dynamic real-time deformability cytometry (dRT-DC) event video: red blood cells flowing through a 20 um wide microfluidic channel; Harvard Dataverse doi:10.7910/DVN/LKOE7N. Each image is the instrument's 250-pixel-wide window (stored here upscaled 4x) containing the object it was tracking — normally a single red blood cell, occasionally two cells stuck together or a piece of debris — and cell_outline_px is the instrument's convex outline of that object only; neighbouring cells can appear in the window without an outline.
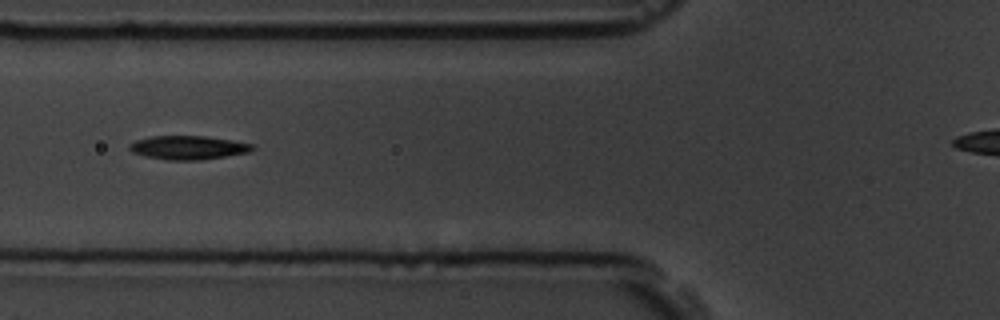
{"species": "common noctule bat (a hibernating species)", "species_latin": "Nyctalus noctula", "temperature_condition": "room temperature", "stored_images_in_passage": 9, "camera_frame_rate_fps": 3000, "um_per_image_px": 0.085, "animal": {"sex": "male", "body_mass_g": 19.5, "forearm_length_mm": 54.6}, "frame": {"image": 1, "passage_image": 6, "time_ms": 5.667, "image_size_px": [1000, 320], "cell_outline_px": [[256, 148], [248, 152], [200, 160], [168, 160], [148, 156], [132, 152], [128, 148], [128, 144], [136, 140], [152, 136], [204, 136], [232, 140], [252, 144]], "centroid_in_image_um": [15.98, 12.54], "position_along_channel_um": 109.8, "area_um2": 16.82}}
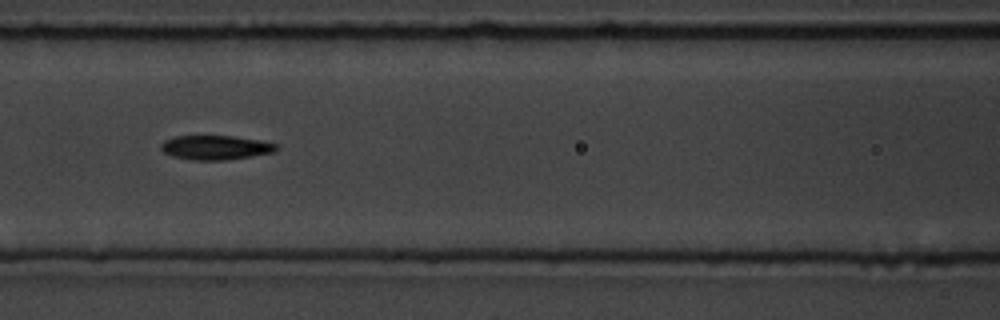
{"frame": {"image": 2, "passage_image": 7, "time_ms": 6.667, "image_size_px": [1000, 320], "cell_outline_px": [[280, 148], [276, 152], [228, 160], [192, 160], [172, 156], [164, 152], [160, 148], [160, 144], [164, 140], [172, 136], [236, 136], [260, 140], [276, 144]], "centroid_in_image_um": [18.34, 12.54], "position_along_channel_um": 148.3, "area_um2": 16.59}}
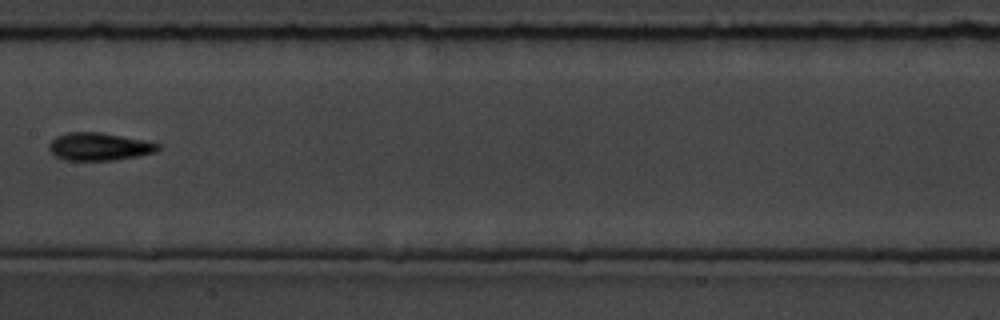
{"frame": {"image": 3, "passage_image": 8, "time_ms": 8.0, "image_size_px": [1000, 320], "cell_outline_px": [[160, 148], [156, 152], [136, 156], [112, 160], [64, 160], [56, 156], [48, 148], [48, 144], [56, 136], [68, 132], [100, 132], [148, 140], [160, 144]], "centroid_in_image_um": [8.44, 12.45], "position_along_channel_um": 199.0, "area_um2": 17.69}}